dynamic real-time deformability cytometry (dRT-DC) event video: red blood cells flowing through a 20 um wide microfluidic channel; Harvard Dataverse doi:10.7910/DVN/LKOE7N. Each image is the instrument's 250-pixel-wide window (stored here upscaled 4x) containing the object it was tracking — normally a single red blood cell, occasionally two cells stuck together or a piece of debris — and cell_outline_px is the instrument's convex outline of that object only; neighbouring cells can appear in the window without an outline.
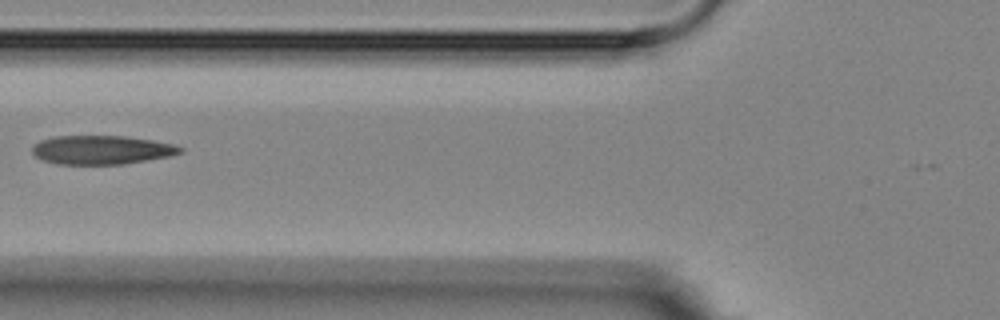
{"species": "Egyptian fruit bat (a non-hibernating species)", "species_latin": "Rousettus aegyptiacus", "temperature_condition": "room temperature", "stored_images_in_passage": 4, "camera_frame_rate_fps": 3000, "um_per_image_px": 0.085, "animal": {"sex": "female"}, "frame": {"image": 1, "passage_image": 4, "time_ms": 3.667, "image_size_px": [1000, 320], "cell_outline_px": [[184, 152], [172, 156], [124, 164], [56, 164], [44, 160], [36, 156], [32, 152], [32, 148], [40, 140], [52, 136], [124, 136], [152, 140], [172, 144], [184, 148]], "centroid_in_image_um": [8.67, 12.74], "position_along_channel_um": 117.1, "area_um2": 24.91}}